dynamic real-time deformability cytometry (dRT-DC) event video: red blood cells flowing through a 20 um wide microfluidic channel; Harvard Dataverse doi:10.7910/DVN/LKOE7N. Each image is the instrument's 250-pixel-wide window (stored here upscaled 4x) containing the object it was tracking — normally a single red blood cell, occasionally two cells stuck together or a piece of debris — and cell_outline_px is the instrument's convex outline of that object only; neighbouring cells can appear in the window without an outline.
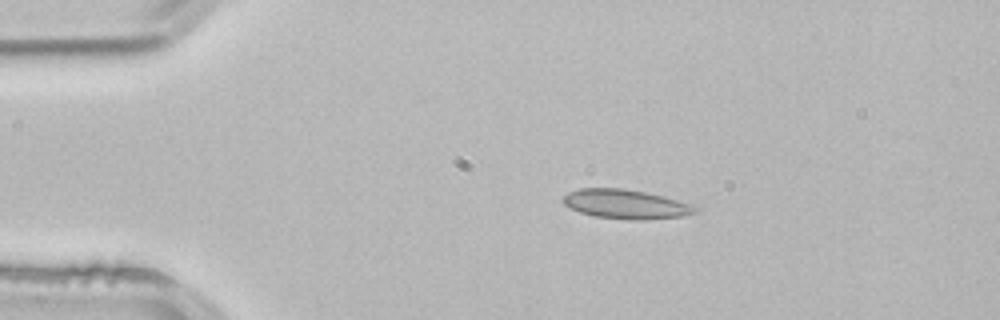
{"species": "common noctule bat (a hibernating species)", "species_latin": "Nyctalus noctula", "temperature_condition": "room temperature", "stored_images_in_passage": 2, "camera_frame_rate_fps": 3000, "um_per_image_px": 0.085, "animal": {"sex": "male", "body_mass_g": 21.5, "forearm_length_mm": 52.0}, "frame": {"image": 1, "passage_image": 1, "time_ms": 0.0, "image_size_px": [1000, 320], "cell_outline_px": [[704, 208], [696, 212], [684, 216], [644, 220], [632, 220], [596, 216], [580, 212], [564, 204], [564, 196], [568, 192], [580, 188], [620, 188], [644, 192], [664, 196], [692, 204]], "centroid_in_image_um": [53.28, 17.36], "position_along_channel_um": 31.7, "area_um2": 22.54}}
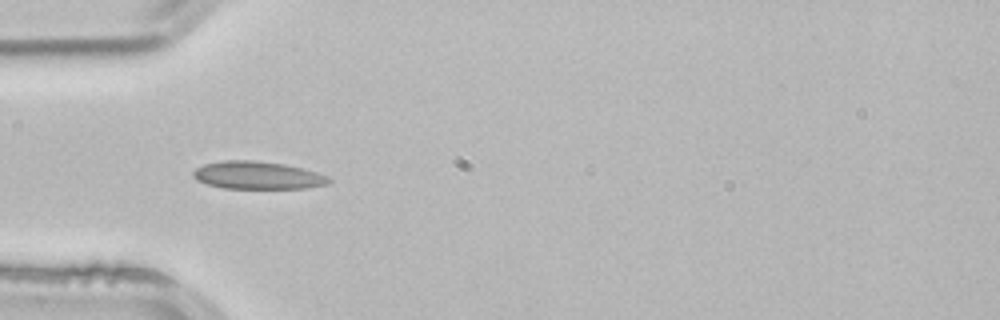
{"frame": {"image": 2, "passage_image": 2, "time_ms": 0.333, "image_size_px": [1000, 320], "cell_outline_px": [[332, 180], [328, 184], [308, 188], [224, 188], [208, 184], [196, 180], [192, 176], [192, 172], [196, 168], [204, 164], [224, 160], [256, 160], [284, 164], [316, 172], [328, 176]], "centroid_in_image_um": [21.88, 14.9], "position_along_channel_um": 63.1, "area_um2": 21.91}}